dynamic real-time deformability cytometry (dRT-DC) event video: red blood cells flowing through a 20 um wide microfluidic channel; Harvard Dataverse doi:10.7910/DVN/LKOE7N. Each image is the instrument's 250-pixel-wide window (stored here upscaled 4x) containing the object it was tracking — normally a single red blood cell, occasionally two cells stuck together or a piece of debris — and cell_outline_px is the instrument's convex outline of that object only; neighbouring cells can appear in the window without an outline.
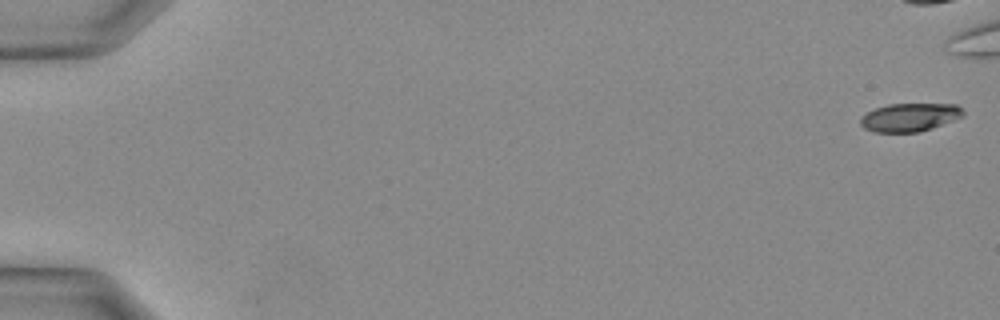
{"species": "Egyptian fruit bat (a non-hibernating species)", "species_latin": "Rousettus aegyptiacus", "temperature_condition": "warm", "stored_images_in_passage": 28, "camera_frame_rate_fps": 3000, "um_per_image_px": 0.085, "animal": {"sex": "female"}, "frame": {"image": 1, "passage_image": 1, "time_ms": 0.0, "image_size_px": [1000, 320], "cell_outline_px": [[964, 116], [932, 128], [920, 132], [872, 132], [864, 128], [860, 124], [860, 116], [876, 108], [888, 104], [956, 104], [964, 112]], "centroid_in_image_um": [77.3, 9.97], "position_along_channel_um": 7.7, "area_um2": 16.94}}